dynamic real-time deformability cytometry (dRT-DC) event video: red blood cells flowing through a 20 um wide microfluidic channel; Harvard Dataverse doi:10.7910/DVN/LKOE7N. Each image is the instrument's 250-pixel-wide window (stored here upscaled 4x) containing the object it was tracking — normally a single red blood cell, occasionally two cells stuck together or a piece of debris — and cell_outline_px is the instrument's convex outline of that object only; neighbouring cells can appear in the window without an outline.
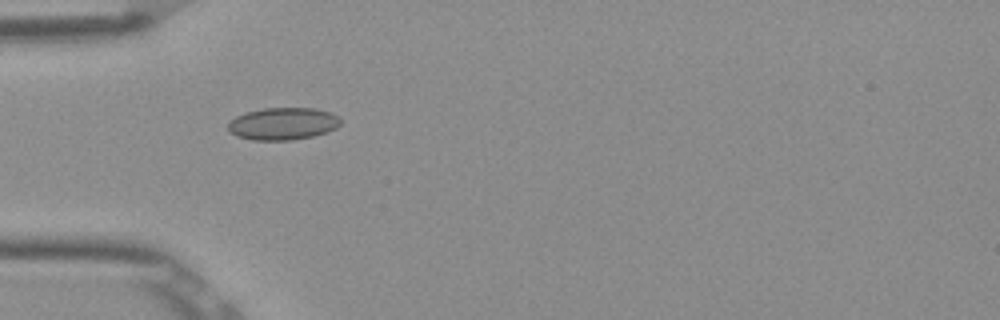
{"species": "Egyptian fruit bat (a non-hibernating species)", "species_latin": "Rousettus aegyptiacus", "temperature_condition": "room temperature", "stored_images_in_passage": 37, "camera_frame_rate_fps": 3000, "um_per_image_px": 0.085, "frame": {"image": 1, "passage_image": 1, "time_ms": 0.0, "image_size_px": [1000, 320], "cell_outline_px": [[340, 124], [336, 128], [328, 132], [312, 136], [292, 140], [252, 140], [236, 136], [228, 128], [228, 124], [236, 116], [244, 112], [264, 108], [316, 108], [332, 112], [340, 116]], "centroid_in_image_um": [24.08, 10.51], "position_along_channel_um": 60.9, "area_um2": 21.33}}
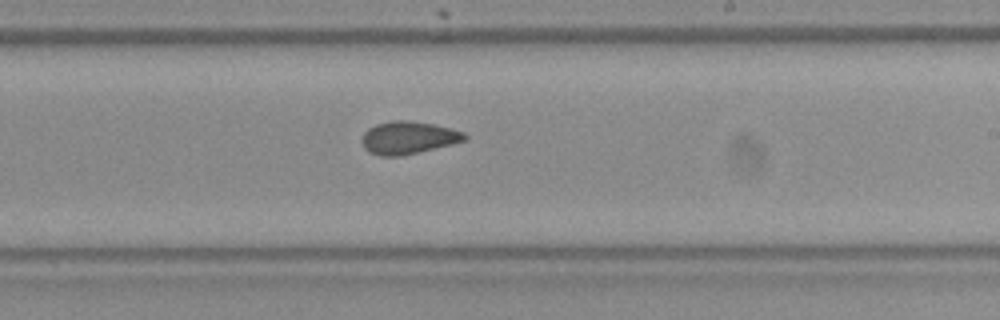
{"frame": {"image": 2, "passage_image": 16, "time_ms": 5.0, "image_size_px": [1000, 320], "cell_outline_px": [[468, 136], [464, 140], [452, 144], [400, 156], [380, 156], [368, 152], [364, 148], [364, 132], [368, 128], [376, 124], [392, 120], [408, 120], [436, 124], [464, 132]], "centroid_in_image_um": [34.71, 11.69], "position_along_channel_um": 254.3, "area_um2": 19.42}}
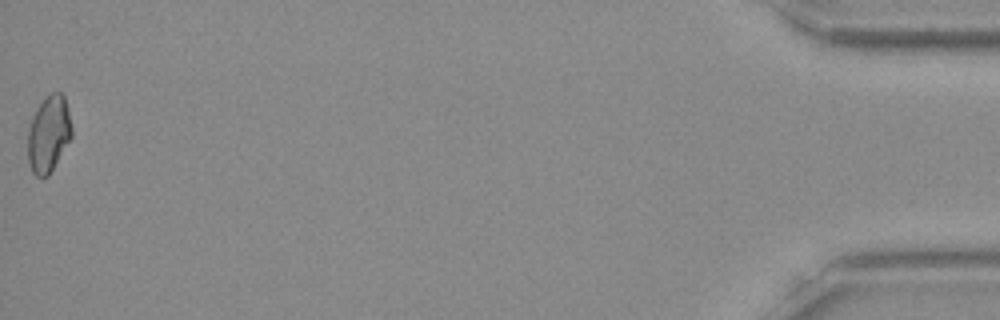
{"frame": {"image": 3, "passage_image": 37, "time_ms": 12.0, "image_size_px": [1000, 320], "cell_outline_px": [[72, 136], [48, 176], [36, 176], [32, 172], [28, 160], [28, 132], [32, 116], [36, 108], [52, 92], [60, 92], [64, 96], [68, 108], [72, 128]], "centroid_in_image_um": [4.13, 11.38], "position_along_channel_um": 431.1, "area_um2": 19.36}, "authors_computed_cell_mechanics": {"area_um2": 19.363, "velocity_mm_per_s": 3.9057, "shape_relaxation_time_tau1_ms": null, "shape_relaxation_time_tau2_ms": 1.57, "deformation_change_tau1": null, "deformation_change_tau2": 0.0561}}